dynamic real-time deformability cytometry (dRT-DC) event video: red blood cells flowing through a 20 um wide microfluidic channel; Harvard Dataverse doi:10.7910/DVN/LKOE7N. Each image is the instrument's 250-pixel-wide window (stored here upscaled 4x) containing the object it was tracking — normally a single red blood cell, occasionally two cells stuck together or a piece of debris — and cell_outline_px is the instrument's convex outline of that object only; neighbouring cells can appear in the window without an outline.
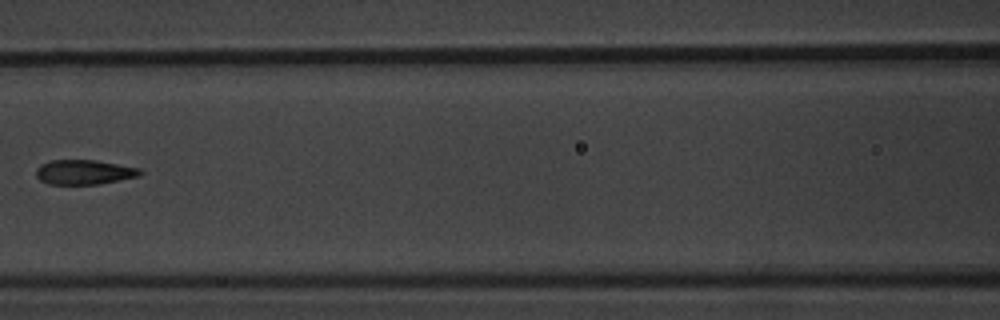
{"species": "common noctule bat (a hibernating species)", "species_latin": "Nyctalus noctula", "temperature_condition": "warm", "stored_images_in_passage": 8, "camera_frame_rate_fps": 3000, "um_per_image_px": 0.085, "animal": {"sex": "male", "body_mass_g": 20.1, "forearm_length_mm": 53.5}, "frame": {"image": 1, "passage_image": 7, "time_ms": 7.333, "image_size_px": [1000, 320], "cell_outline_px": [[144, 172], [140, 176], [100, 184], [48, 184], [40, 180], [36, 176], [36, 168], [40, 164], [52, 160], [96, 160], [140, 168]], "centroid_in_image_um": [7.17, 14.63], "position_along_channel_um": 159.4, "area_um2": 15.09}}
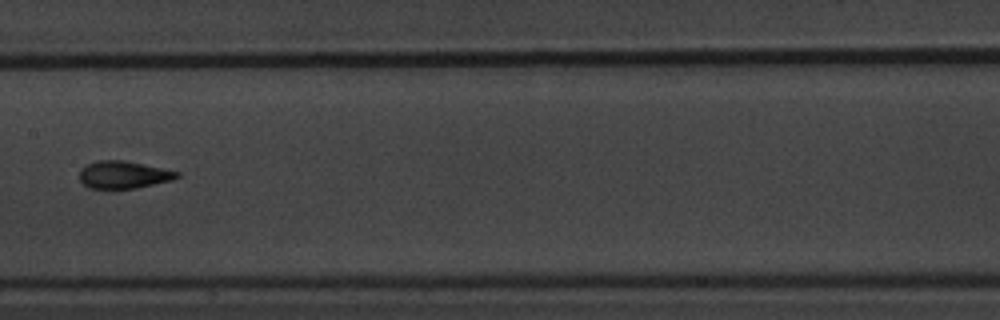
{"frame": {"image": 2, "passage_image": 8, "time_ms": 8.333, "image_size_px": [1000, 320], "cell_outline_px": [[180, 176], [172, 180], [136, 188], [88, 188], [80, 180], [80, 168], [88, 164], [100, 160], [124, 160], [180, 172]], "centroid_in_image_um": [10.5, 14.85], "position_along_channel_um": 196.9, "area_um2": 15.43}}